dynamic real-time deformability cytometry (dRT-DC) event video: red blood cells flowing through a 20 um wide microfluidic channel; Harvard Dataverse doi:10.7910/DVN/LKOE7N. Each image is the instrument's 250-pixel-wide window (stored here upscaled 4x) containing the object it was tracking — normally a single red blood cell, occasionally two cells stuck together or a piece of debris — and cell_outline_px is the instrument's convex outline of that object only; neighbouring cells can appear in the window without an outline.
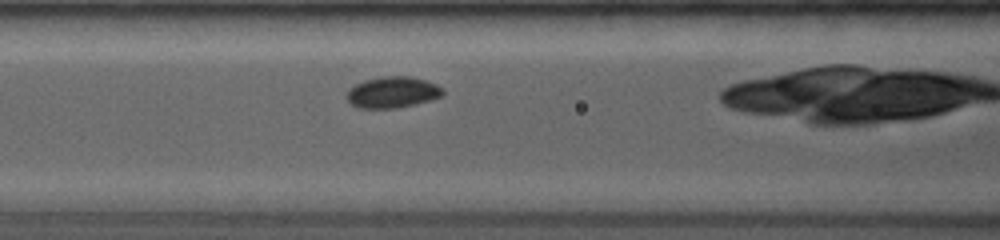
{"species": "common noctule bat (a hibernating species)", "species_latin": "Nyctalus noctula", "temperature_condition": "room temperature", "stored_images_in_passage": 42, "camera_frame_rate_fps": 4000, "um_per_image_px": 0.085, "animal": {"sex": "female", "body_mass_g": 19.0, "forearm_length_mm": 53.3}, "frame": {"image": 1, "passage_image": 7, "time_ms": 1.5, "image_size_px": [1000, 240], "cell_outline_px": [[444, 92], [440, 96], [416, 104], [396, 108], [360, 108], [352, 104], [348, 100], [348, 88], [364, 80], [380, 76], [408, 76], [424, 80], [436, 84]], "centroid_in_image_um": [33.33, 7.84], "position_along_channel_um": 133.3, "area_um2": 17.22}}
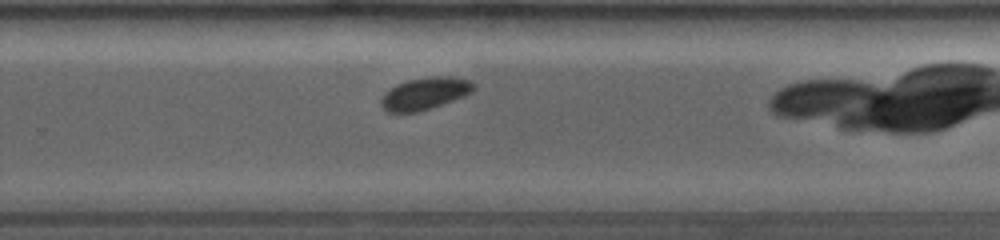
{"frame": {"image": 2, "passage_image": 24, "time_ms": 5.5, "image_size_px": [1000, 240], "cell_outline_px": [[476, 88], [472, 92], [464, 96], [416, 112], [388, 112], [380, 104], [380, 100], [384, 92], [388, 88], [396, 84], [408, 80], [432, 76], [452, 76], [472, 80], [476, 84]], "centroid_in_image_um": [36.13, 7.92], "position_along_channel_um": 293.7, "area_um2": 17.4}}
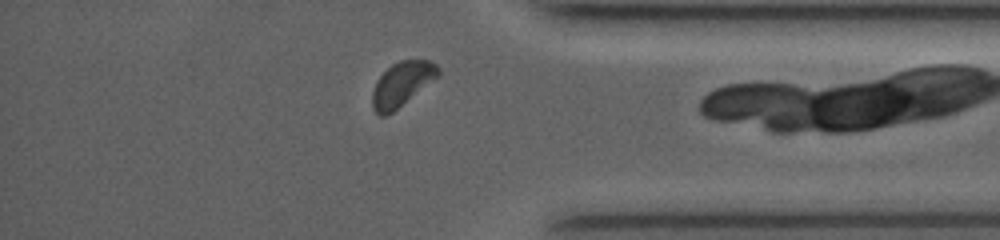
{"frame": {"image": 3, "passage_image": 36, "time_ms": 8.25, "image_size_px": [1000, 240], "cell_outline_px": [[440, 76], [392, 112], [384, 116], [380, 116], [372, 108], [372, 92], [376, 80], [392, 64], [400, 60], [428, 60], [436, 64], [440, 68]], "centroid_in_image_um": [34.17, 7.13], "position_along_channel_um": 401.0, "area_um2": 16.99}}